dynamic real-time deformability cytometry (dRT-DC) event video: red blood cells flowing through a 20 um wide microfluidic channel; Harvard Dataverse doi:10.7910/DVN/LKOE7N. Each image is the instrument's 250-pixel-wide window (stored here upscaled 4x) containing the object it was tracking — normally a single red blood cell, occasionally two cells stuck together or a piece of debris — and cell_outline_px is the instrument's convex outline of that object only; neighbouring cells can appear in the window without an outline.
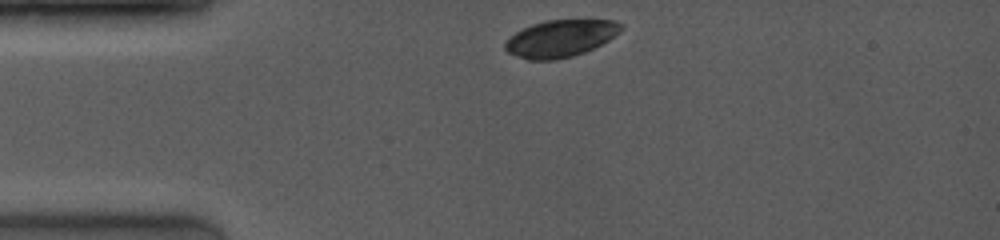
{"species": "common noctule bat (a hibernating species)", "species_latin": "Nyctalus noctula", "temperature_condition": "room temperature", "stored_images_in_passage": 19, "camera_frame_rate_fps": 4000, "um_per_image_px": 0.085, "animal": {"sex": "female", "body_mass_g": 19.0, "forearm_length_mm": 53.3}, "frame": {"image": 1, "passage_image": 1, "time_ms": 0.0, "image_size_px": [1000, 240], "cell_outline_px": [[624, 28], [620, 32], [608, 40], [584, 52], [572, 56], [556, 60], [528, 60], [516, 56], [508, 52], [504, 48], [504, 44], [508, 36], [532, 24], [548, 20], [616, 20], [624, 24]], "centroid_in_image_um": [47.64, 3.26], "position_along_channel_um": 37.4, "area_um2": 25.09}}
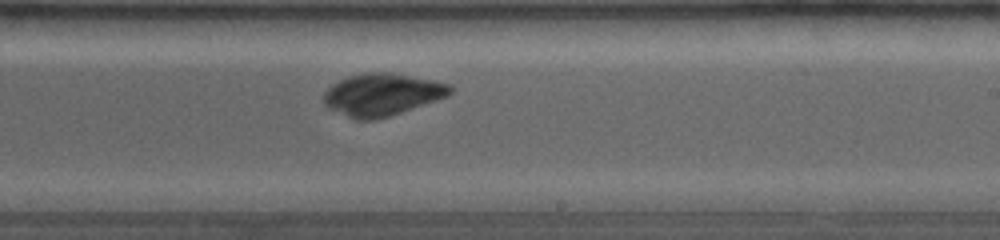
{"frame": {"image": 2, "passage_image": 12, "time_ms": 6.25, "image_size_px": [1000, 240], "cell_outline_px": [[452, 92], [448, 96], [376, 120], [356, 120], [328, 108], [324, 104], [324, 92], [332, 84], [340, 80], [364, 72], [392, 72], [432, 80], [448, 84], [452, 88]], "centroid_in_image_um": [32.45, 8.03], "position_along_channel_um": 256.5, "area_um2": 30.87}}
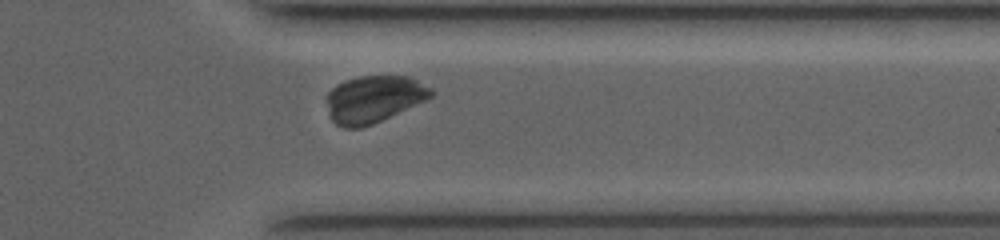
{"frame": {"image": 3, "passage_image": 17, "time_ms": 9.25, "image_size_px": [1000, 240], "cell_outline_px": [[432, 96], [424, 100], [372, 124], [360, 128], [344, 128], [336, 124], [332, 120], [328, 112], [328, 92], [336, 84], [344, 80], [360, 76], [408, 76], [432, 88]], "centroid_in_image_um": [31.73, 8.41], "position_along_channel_um": 379.7, "area_um2": 28.21}}